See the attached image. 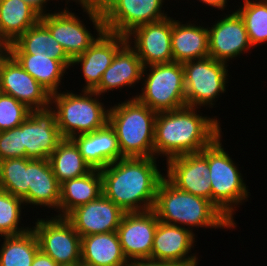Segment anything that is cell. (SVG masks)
Instances as JSON below:
<instances>
[{
    "mask_svg": "<svg viewBox=\"0 0 267 266\" xmlns=\"http://www.w3.org/2000/svg\"><path fill=\"white\" fill-rule=\"evenodd\" d=\"M155 157H124L100 169L102 194L125 213L153 209L163 173Z\"/></svg>",
    "mask_w": 267,
    "mask_h": 266,
    "instance_id": "6da1fadb",
    "label": "cell"
},
{
    "mask_svg": "<svg viewBox=\"0 0 267 266\" xmlns=\"http://www.w3.org/2000/svg\"><path fill=\"white\" fill-rule=\"evenodd\" d=\"M196 107L158 112L154 130V157L198 153L221 135L220 122L198 114ZM162 154V155H161Z\"/></svg>",
    "mask_w": 267,
    "mask_h": 266,
    "instance_id": "7a4b0ae2",
    "label": "cell"
},
{
    "mask_svg": "<svg viewBox=\"0 0 267 266\" xmlns=\"http://www.w3.org/2000/svg\"><path fill=\"white\" fill-rule=\"evenodd\" d=\"M152 210L159 221L188 229L236 227L210 200L178 189L165 176L158 185Z\"/></svg>",
    "mask_w": 267,
    "mask_h": 266,
    "instance_id": "3957f363",
    "label": "cell"
},
{
    "mask_svg": "<svg viewBox=\"0 0 267 266\" xmlns=\"http://www.w3.org/2000/svg\"><path fill=\"white\" fill-rule=\"evenodd\" d=\"M109 108L108 123L115 130L123 157H154L157 112L136 98Z\"/></svg>",
    "mask_w": 267,
    "mask_h": 266,
    "instance_id": "277c9868",
    "label": "cell"
},
{
    "mask_svg": "<svg viewBox=\"0 0 267 266\" xmlns=\"http://www.w3.org/2000/svg\"><path fill=\"white\" fill-rule=\"evenodd\" d=\"M59 92L51 94V105L55 104L57 126L62 138L87 134L108 123L109 108L103 106L99 101L100 95L93 90L82 89L79 95L68 90Z\"/></svg>",
    "mask_w": 267,
    "mask_h": 266,
    "instance_id": "5b68a950",
    "label": "cell"
},
{
    "mask_svg": "<svg viewBox=\"0 0 267 266\" xmlns=\"http://www.w3.org/2000/svg\"><path fill=\"white\" fill-rule=\"evenodd\" d=\"M221 137L219 135L207 146L211 202L236 226L233 219L235 208L248 200L250 192L235 162L222 147Z\"/></svg>",
    "mask_w": 267,
    "mask_h": 266,
    "instance_id": "8992f818",
    "label": "cell"
},
{
    "mask_svg": "<svg viewBox=\"0 0 267 266\" xmlns=\"http://www.w3.org/2000/svg\"><path fill=\"white\" fill-rule=\"evenodd\" d=\"M142 79V93L132 98H136L151 110L158 113L187 106L182 63L173 61L146 66L143 68Z\"/></svg>",
    "mask_w": 267,
    "mask_h": 266,
    "instance_id": "52a82bcc",
    "label": "cell"
},
{
    "mask_svg": "<svg viewBox=\"0 0 267 266\" xmlns=\"http://www.w3.org/2000/svg\"><path fill=\"white\" fill-rule=\"evenodd\" d=\"M88 15L89 20L97 31V37L93 36L83 21L69 12L65 7L57 13H47L40 16V21L48 28L52 37L62 46L68 57L73 60L75 57L84 53L96 39L105 31L103 14L101 12L89 9H83Z\"/></svg>",
    "mask_w": 267,
    "mask_h": 266,
    "instance_id": "ba28073f",
    "label": "cell"
},
{
    "mask_svg": "<svg viewBox=\"0 0 267 266\" xmlns=\"http://www.w3.org/2000/svg\"><path fill=\"white\" fill-rule=\"evenodd\" d=\"M184 68L185 98L189 107H213L220 93L226 92L228 77L227 63L211 57L189 60ZM218 96V97H217ZM213 105V106H212Z\"/></svg>",
    "mask_w": 267,
    "mask_h": 266,
    "instance_id": "9c48e42d",
    "label": "cell"
},
{
    "mask_svg": "<svg viewBox=\"0 0 267 266\" xmlns=\"http://www.w3.org/2000/svg\"><path fill=\"white\" fill-rule=\"evenodd\" d=\"M37 219L35 232L40 250L58 265L81 264V236L65 217Z\"/></svg>",
    "mask_w": 267,
    "mask_h": 266,
    "instance_id": "30bf717a",
    "label": "cell"
},
{
    "mask_svg": "<svg viewBox=\"0 0 267 266\" xmlns=\"http://www.w3.org/2000/svg\"><path fill=\"white\" fill-rule=\"evenodd\" d=\"M164 0H107L102 11L105 31L126 36L134 28L167 18Z\"/></svg>",
    "mask_w": 267,
    "mask_h": 266,
    "instance_id": "8fae6325",
    "label": "cell"
},
{
    "mask_svg": "<svg viewBox=\"0 0 267 266\" xmlns=\"http://www.w3.org/2000/svg\"><path fill=\"white\" fill-rule=\"evenodd\" d=\"M0 92L11 95L30 110L51 105V94L7 51L0 58Z\"/></svg>",
    "mask_w": 267,
    "mask_h": 266,
    "instance_id": "7c38bea8",
    "label": "cell"
},
{
    "mask_svg": "<svg viewBox=\"0 0 267 266\" xmlns=\"http://www.w3.org/2000/svg\"><path fill=\"white\" fill-rule=\"evenodd\" d=\"M171 35L172 18L168 16L161 21L134 28L126 35V39L137 53L142 65L146 67L173 62Z\"/></svg>",
    "mask_w": 267,
    "mask_h": 266,
    "instance_id": "4fadbf2b",
    "label": "cell"
},
{
    "mask_svg": "<svg viewBox=\"0 0 267 266\" xmlns=\"http://www.w3.org/2000/svg\"><path fill=\"white\" fill-rule=\"evenodd\" d=\"M165 177L178 189L211 201L207 147L201 152L166 160Z\"/></svg>",
    "mask_w": 267,
    "mask_h": 266,
    "instance_id": "5bb4252c",
    "label": "cell"
},
{
    "mask_svg": "<svg viewBox=\"0 0 267 266\" xmlns=\"http://www.w3.org/2000/svg\"><path fill=\"white\" fill-rule=\"evenodd\" d=\"M158 222L153 210L124 213L116 232L123 253L129 262L151 259Z\"/></svg>",
    "mask_w": 267,
    "mask_h": 266,
    "instance_id": "9a60e30c",
    "label": "cell"
},
{
    "mask_svg": "<svg viewBox=\"0 0 267 266\" xmlns=\"http://www.w3.org/2000/svg\"><path fill=\"white\" fill-rule=\"evenodd\" d=\"M62 139L57 126L56 111L51 106L29 111L23 121L26 158L49 159Z\"/></svg>",
    "mask_w": 267,
    "mask_h": 266,
    "instance_id": "2e32d148",
    "label": "cell"
},
{
    "mask_svg": "<svg viewBox=\"0 0 267 266\" xmlns=\"http://www.w3.org/2000/svg\"><path fill=\"white\" fill-rule=\"evenodd\" d=\"M124 211L101 194L97 199L72 210L65 218L81 236L116 232Z\"/></svg>",
    "mask_w": 267,
    "mask_h": 266,
    "instance_id": "e0dca14e",
    "label": "cell"
},
{
    "mask_svg": "<svg viewBox=\"0 0 267 266\" xmlns=\"http://www.w3.org/2000/svg\"><path fill=\"white\" fill-rule=\"evenodd\" d=\"M221 19V20H220ZM215 25L208 28L209 57L228 63L250 50L248 33L243 19L237 11L220 18Z\"/></svg>",
    "mask_w": 267,
    "mask_h": 266,
    "instance_id": "ac0fdd59",
    "label": "cell"
},
{
    "mask_svg": "<svg viewBox=\"0 0 267 266\" xmlns=\"http://www.w3.org/2000/svg\"><path fill=\"white\" fill-rule=\"evenodd\" d=\"M126 42V36L104 31L84 53L72 60L71 66L81 64L86 82L83 90H94L99 85L103 73Z\"/></svg>",
    "mask_w": 267,
    "mask_h": 266,
    "instance_id": "d6986e66",
    "label": "cell"
},
{
    "mask_svg": "<svg viewBox=\"0 0 267 266\" xmlns=\"http://www.w3.org/2000/svg\"><path fill=\"white\" fill-rule=\"evenodd\" d=\"M194 234L193 229L159 221L154 234L151 259L170 263L198 261L195 254L189 255L196 242Z\"/></svg>",
    "mask_w": 267,
    "mask_h": 266,
    "instance_id": "ffe728a7",
    "label": "cell"
},
{
    "mask_svg": "<svg viewBox=\"0 0 267 266\" xmlns=\"http://www.w3.org/2000/svg\"><path fill=\"white\" fill-rule=\"evenodd\" d=\"M60 186L48 159L27 158V205L59 212Z\"/></svg>",
    "mask_w": 267,
    "mask_h": 266,
    "instance_id": "44dd1931",
    "label": "cell"
},
{
    "mask_svg": "<svg viewBox=\"0 0 267 266\" xmlns=\"http://www.w3.org/2000/svg\"><path fill=\"white\" fill-rule=\"evenodd\" d=\"M84 160L92 169H102L124 158L121 154L115 130L107 123L96 131L71 138Z\"/></svg>",
    "mask_w": 267,
    "mask_h": 266,
    "instance_id": "7402d4cb",
    "label": "cell"
},
{
    "mask_svg": "<svg viewBox=\"0 0 267 266\" xmlns=\"http://www.w3.org/2000/svg\"><path fill=\"white\" fill-rule=\"evenodd\" d=\"M144 66L135 50L126 42L103 73L101 82L93 90L99 95L110 90L134 87L142 79Z\"/></svg>",
    "mask_w": 267,
    "mask_h": 266,
    "instance_id": "603a6c76",
    "label": "cell"
},
{
    "mask_svg": "<svg viewBox=\"0 0 267 266\" xmlns=\"http://www.w3.org/2000/svg\"><path fill=\"white\" fill-rule=\"evenodd\" d=\"M171 45L174 62L184 63L207 58L209 57L208 28L189 22L182 24L172 18Z\"/></svg>",
    "mask_w": 267,
    "mask_h": 266,
    "instance_id": "cb8c5ba5",
    "label": "cell"
},
{
    "mask_svg": "<svg viewBox=\"0 0 267 266\" xmlns=\"http://www.w3.org/2000/svg\"><path fill=\"white\" fill-rule=\"evenodd\" d=\"M117 232L98 233L81 237V265L129 266Z\"/></svg>",
    "mask_w": 267,
    "mask_h": 266,
    "instance_id": "d4e9b609",
    "label": "cell"
},
{
    "mask_svg": "<svg viewBox=\"0 0 267 266\" xmlns=\"http://www.w3.org/2000/svg\"><path fill=\"white\" fill-rule=\"evenodd\" d=\"M10 54H43L60 61L67 69L72 60L62 46L52 37L48 28L39 20L14 42L7 46Z\"/></svg>",
    "mask_w": 267,
    "mask_h": 266,
    "instance_id": "484cf974",
    "label": "cell"
},
{
    "mask_svg": "<svg viewBox=\"0 0 267 266\" xmlns=\"http://www.w3.org/2000/svg\"><path fill=\"white\" fill-rule=\"evenodd\" d=\"M101 194L102 177L99 169L66 180L60 186L59 213L55 216L66 217L75 208L97 199Z\"/></svg>",
    "mask_w": 267,
    "mask_h": 266,
    "instance_id": "4316f807",
    "label": "cell"
},
{
    "mask_svg": "<svg viewBox=\"0 0 267 266\" xmlns=\"http://www.w3.org/2000/svg\"><path fill=\"white\" fill-rule=\"evenodd\" d=\"M40 20L23 0H0V40L8 46Z\"/></svg>",
    "mask_w": 267,
    "mask_h": 266,
    "instance_id": "83f0119b",
    "label": "cell"
},
{
    "mask_svg": "<svg viewBox=\"0 0 267 266\" xmlns=\"http://www.w3.org/2000/svg\"><path fill=\"white\" fill-rule=\"evenodd\" d=\"M18 63L50 94L59 90L67 68L58 60L43 54H11Z\"/></svg>",
    "mask_w": 267,
    "mask_h": 266,
    "instance_id": "f1b7e54d",
    "label": "cell"
},
{
    "mask_svg": "<svg viewBox=\"0 0 267 266\" xmlns=\"http://www.w3.org/2000/svg\"><path fill=\"white\" fill-rule=\"evenodd\" d=\"M48 160L60 184L66 180L81 177L92 170L80 154L75 142L69 138H63L59 142Z\"/></svg>",
    "mask_w": 267,
    "mask_h": 266,
    "instance_id": "f546056e",
    "label": "cell"
},
{
    "mask_svg": "<svg viewBox=\"0 0 267 266\" xmlns=\"http://www.w3.org/2000/svg\"><path fill=\"white\" fill-rule=\"evenodd\" d=\"M0 248V266H32L40 250L38 238L32 228L21 235L3 236Z\"/></svg>",
    "mask_w": 267,
    "mask_h": 266,
    "instance_id": "4dcf8cb0",
    "label": "cell"
},
{
    "mask_svg": "<svg viewBox=\"0 0 267 266\" xmlns=\"http://www.w3.org/2000/svg\"><path fill=\"white\" fill-rule=\"evenodd\" d=\"M236 11L244 21L252 47L267 43V0H244Z\"/></svg>",
    "mask_w": 267,
    "mask_h": 266,
    "instance_id": "1f68e13d",
    "label": "cell"
},
{
    "mask_svg": "<svg viewBox=\"0 0 267 266\" xmlns=\"http://www.w3.org/2000/svg\"><path fill=\"white\" fill-rule=\"evenodd\" d=\"M0 190L19 197L27 205V158L0 161Z\"/></svg>",
    "mask_w": 267,
    "mask_h": 266,
    "instance_id": "d6a6232c",
    "label": "cell"
},
{
    "mask_svg": "<svg viewBox=\"0 0 267 266\" xmlns=\"http://www.w3.org/2000/svg\"><path fill=\"white\" fill-rule=\"evenodd\" d=\"M24 201L0 190V236H15L28 232L31 228H19Z\"/></svg>",
    "mask_w": 267,
    "mask_h": 266,
    "instance_id": "836d02e7",
    "label": "cell"
},
{
    "mask_svg": "<svg viewBox=\"0 0 267 266\" xmlns=\"http://www.w3.org/2000/svg\"><path fill=\"white\" fill-rule=\"evenodd\" d=\"M30 109L11 95L0 92V131L19 126Z\"/></svg>",
    "mask_w": 267,
    "mask_h": 266,
    "instance_id": "e575fe53",
    "label": "cell"
},
{
    "mask_svg": "<svg viewBox=\"0 0 267 266\" xmlns=\"http://www.w3.org/2000/svg\"><path fill=\"white\" fill-rule=\"evenodd\" d=\"M23 146V122L12 129L0 131V161L9 158H25Z\"/></svg>",
    "mask_w": 267,
    "mask_h": 266,
    "instance_id": "d590c367",
    "label": "cell"
},
{
    "mask_svg": "<svg viewBox=\"0 0 267 266\" xmlns=\"http://www.w3.org/2000/svg\"><path fill=\"white\" fill-rule=\"evenodd\" d=\"M70 0L66 1L67 4ZM81 5L82 9H89L101 12L104 10L107 0H72Z\"/></svg>",
    "mask_w": 267,
    "mask_h": 266,
    "instance_id": "8d00e7d4",
    "label": "cell"
},
{
    "mask_svg": "<svg viewBox=\"0 0 267 266\" xmlns=\"http://www.w3.org/2000/svg\"><path fill=\"white\" fill-rule=\"evenodd\" d=\"M32 266H59L50 256L39 250L32 262Z\"/></svg>",
    "mask_w": 267,
    "mask_h": 266,
    "instance_id": "74e56055",
    "label": "cell"
},
{
    "mask_svg": "<svg viewBox=\"0 0 267 266\" xmlns=\"http://www.w3.org/2000/svg\"><path fill=\"white\" fill-rule=\"evenodd\" d=\"M31 6L40 16L46 15L45 5L49 0H23Z\"/></svg>",
    "mask_w": 267,
    "mask_h": 266,
    "instance_id": "f35d334b",
    "label": "cell"
},
{
    "mask_svg": "<svg viewBox=\"0 0 267 266\" xmlns=\"http://www.w3.org/2000/svg\"><path fill=\"white\" fill-rule=\"evenodd\" d=\"M129 266H163V261L152 259H139L130 262Z\"/></svg>",
    "mask_w": 267,
    "mask_h": 266,
    "instance_id": "ab89813d",
    "label": "cell"
},
{
    "mask_svg": "<svg viewBox=\"0 0 267 266\" xmlns=\"http://www.w3.org/2000/svg\"><path fill=\"white\" fill-rule=\"evenodd\" d=\"M208 6L218 8V10H224L226 8L227 0H199Z\"/></svg>",
    "mask_w": 267,
    "mask_h": 266,
    "instance_id": "60d3db41",
    "label": "cell"
},
{
    "mask_svg": "<svg viewBox=\"0 0 267 266\" xmlns=\"http://www.w3.org/2000/svg\"><path fill=\"white\" fill-rule=\"evenodd\" d=\"M163 266H198L197 261H187V262H181V263H170L163 261Z\"/></svg>",
    "mask_w": 267,
    "mask_h": 266,
    "instance_id": "b9f144b4",
    "label": "cell"
},
{
    "mask_svg": "<svg viewBox=\"0 0 267 266\" xmlns=\"http://www.w3.org/2000/svg\"><path fill=\"white\" fill-rule=\"evenodd\" d=\"M7 52V46L0 40V58Z\"/></svg>",
    "mask_w": 267,
    "mask_h": 266,
    "instance_id": "7bdbcfd3",
    "label": "cell"
},
{
    "mask_svg": "<svg viewBox=\"0 0 267 266\" xmlns=\"http://www.w3.org/2000/svg\"><path fill=\"white\" fill-rule=\"evenodd\" d=\"M81 264H74V265H59V266H80Z\"/></svg>",
    "mask_w": 267,
    "mask_h": 266,
    "instance_id": "ee69618b",
    "label": "cell"
}]
</instances>
